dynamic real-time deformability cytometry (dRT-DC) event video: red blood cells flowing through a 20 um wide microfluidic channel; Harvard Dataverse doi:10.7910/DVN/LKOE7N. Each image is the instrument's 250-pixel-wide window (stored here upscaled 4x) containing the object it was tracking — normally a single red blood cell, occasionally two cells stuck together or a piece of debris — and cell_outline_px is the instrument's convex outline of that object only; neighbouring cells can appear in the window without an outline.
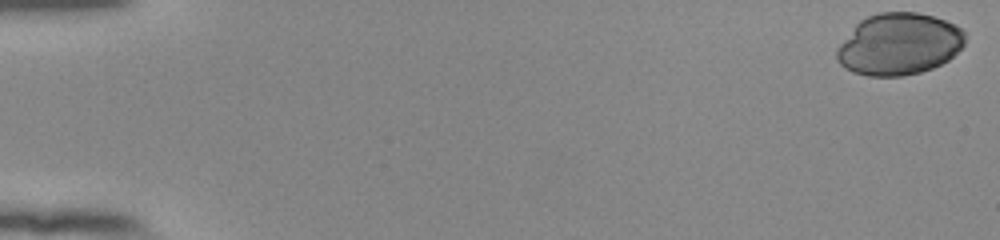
{"species": "human", "species_latin": "Homo sapiens", "temperature_condition": "room temperature", "stored_images_in_passage": 49, "camera_frame_rate_fps": 3000, "um_per_image_px": 0.085, "donor": {"sex": "female"}, "frame": {"image": 1, "passage_image": 1, "time_ms": 0.0, "image_size_px": [1000, 240], "cell_outline_px": [[964, 44], [948, 60], [932, 68], [920, 72], [904, 76], [868, 76], [852, 72], [844, 68], [836, 60], [836, 48], [856, 24], [860, 20], [868, 16], [880, 12], [916, 12], [932, 16], [956, 24], [964, 32]], "centroid_in_image_um": [76.38, 3.76], "position_along_channel_um": 8.6, "area_um2": 46.18}}
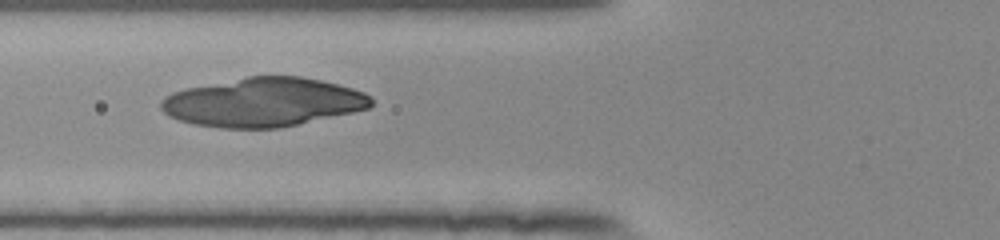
{"frame": {"image": 2, "passage_image": 22, "time_ms": 7.0, "image_size_px": [1000, 240], "cell_outline_px": [[372, 104], [368, 108], [352, 112], [296, 124], [276, 128], [220, 128], [196, 124], [180, 120], [168, 116], [160, 108], [160, 100], [164, 96], [172, 92], [188, 88], [248, 76], [300, 76], [320, 80], [352, 88], [364, 92], [372, 100]], "centroid_in_image_um": [22.33, 8.68], "position_along_channel_um": 103.5, "area_um2": 59.36}}
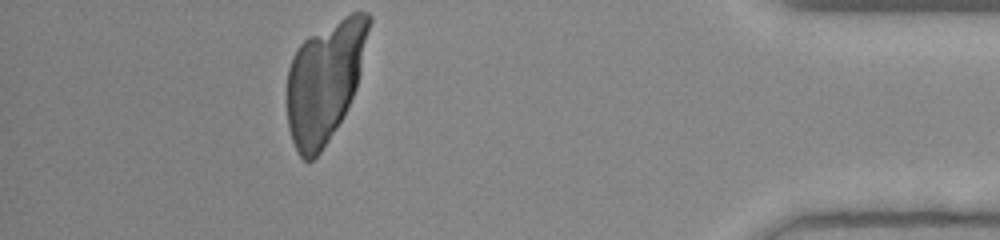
{"frame": {"image": 3, "passage_image": 49, "time_ms": 16.0, "image_size_px": [1000, 240], "cell_outline_px": [[372, 20], [360, 72], [356, 88], [348, 108], [344, 116], [320, 152], [312, 160], [304, 160], [300, 156], [292, 140], [288, 128], [288, 68], [292, 56], [296, 48], [308, 36], [344, 16], [352, 12], [368, 12], [372, 16]], "centroid_in_image_um": [27.62, 6.87], "position_along_channel_um": 407.6, "area_um2": 57.4}}